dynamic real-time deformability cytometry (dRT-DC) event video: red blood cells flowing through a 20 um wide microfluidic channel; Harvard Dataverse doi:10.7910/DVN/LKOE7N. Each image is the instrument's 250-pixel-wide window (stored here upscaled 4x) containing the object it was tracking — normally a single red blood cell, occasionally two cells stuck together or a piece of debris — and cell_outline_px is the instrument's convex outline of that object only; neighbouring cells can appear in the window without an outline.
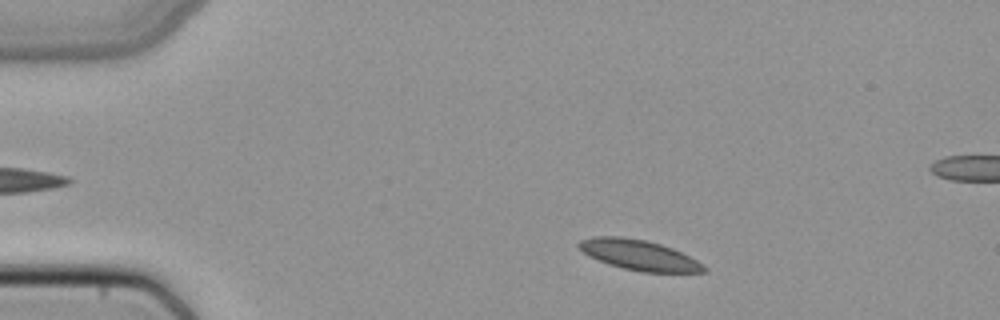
{"species": "common noctule bat (a hibernating species)", "species_latin": "Nyctalus noctula", "temperature_condition": "cold", "stored_images_in_passage": 47, "segment_of_instrument_passage": [1, 2], "camera_frame_rate_fps": 3000, "um_per_image_px": 0.085, "animal": {"sex": "female", "body_mass_g": 22.7, "forearm_length_mm": 54.2}, "frame": {"image": 1, "passage_image": 5, "time_ms": 1.333, "image_size_px": [1000, 320], "cell_outline_px": [[708, 272], [644, 272], [624, 268], [608, 264], [588, 256], [576, 244], [580, 240], [592, 236], [620, 236], [644, 240], [660, 244], [672, 248], [696, 260], [708, 268]], "centroid_in_image_um": [54.29, 21.67], "position_along_channel_um": 30.7, "area_um2": 21.91}}
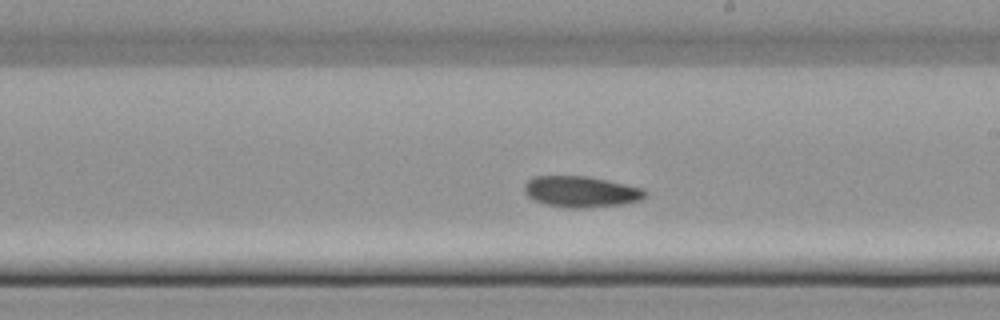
{"frame": {"image": 2, "passage_image": 25, "time_ms": 8.0, "image_size_px": [1000, 320], "cell_outline_px": [[648, 192], [640, 200], [624, 204], [580, 208], [568, 208], [544, 204], [532, 200], [524, 192], [524, 184], [532, 176], [588, 176], [608, 180], [640, 188]], "centroid_in_image_um": [49.33, 16.29], "position_along_channel_um": 239.7, "area_um2": 21.91}}
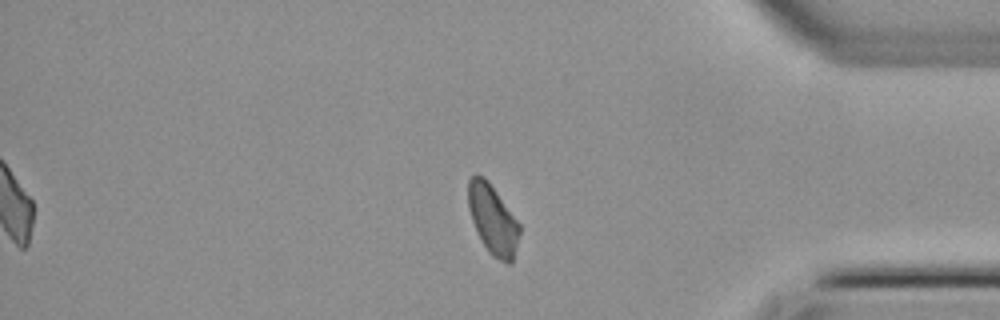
{"frame": {"image": 3, "passage_image": 38, "time_ms": 12.333, "image_size_px": [1000, 320], "cell_outline_px": [[520, 232], [512, 264], [508, 264], [492, 256], [488, 252], [480, 240], [472, 220], [468, 208], [468, 180], [476, 172], [484, 176], [488, 180], [520, 224]], "centroid_in_image_um": [41.87, 18.65], "position_along_channel_um": 393.3, "area_um2": 20.98}}